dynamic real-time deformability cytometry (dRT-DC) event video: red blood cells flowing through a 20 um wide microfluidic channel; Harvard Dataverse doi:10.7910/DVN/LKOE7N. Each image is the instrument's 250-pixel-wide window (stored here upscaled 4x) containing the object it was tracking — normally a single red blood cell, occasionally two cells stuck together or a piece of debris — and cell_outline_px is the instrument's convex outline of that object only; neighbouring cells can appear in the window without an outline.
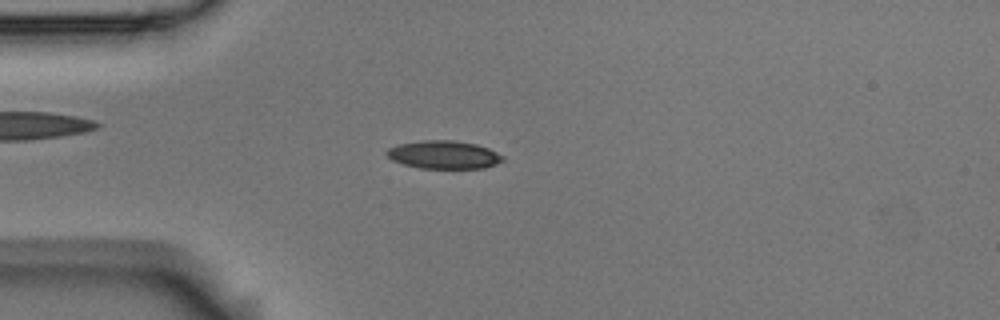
{"species": "Egyptian fruit bat (a non-hibernating species)", "species_latin": "Rousettus aegyptiacus", "temperature_condition": "room temperature", "stored_images_in_passage": 6, "camera_frame_rate_fps": 3000, "um_per_image_px": 0.085, "animal": {"sex": "male"}, "frame": {"image": 1, "passage_image": 3, "time_ms": 0.667, "image_size_px": [1000, 320], "cell_outline_px": [[504, 160], [496, 164], [484, 168], [420, 168], [404, 164], [392, 160], [384, 152], [388, 148], [396, 144], [420, 140], [452, 140], [476, 144], [488, 148], [504, 156]], "centroid_in_image_um": [37.7, 13.14], "position_along_channel_um": 47.3, "area_um2": 19.07}}
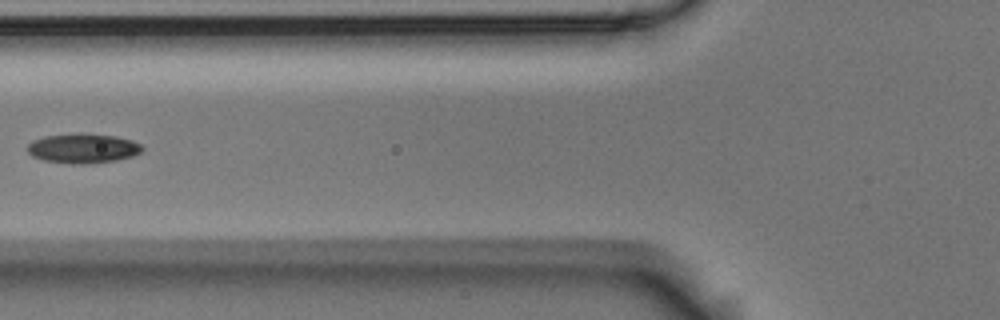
{"frame": {"image": 2, "passage_image": 5, "time_ms": 1.333, "image_size_px": [1000, 320], "cell_outline_px": [[144, 148], [140, 152], [132, 156], [116, 160], [84, 164], [72, 164], [44, 160], [32, 156], [24, 148], [32, 140], [44, 136], [116, 136], [132, 140], [140, 144]], "centroid_in_image_um": [7.02, 12.65], "position_along_channel_um": 118.8, "area_um2": 19.02}}
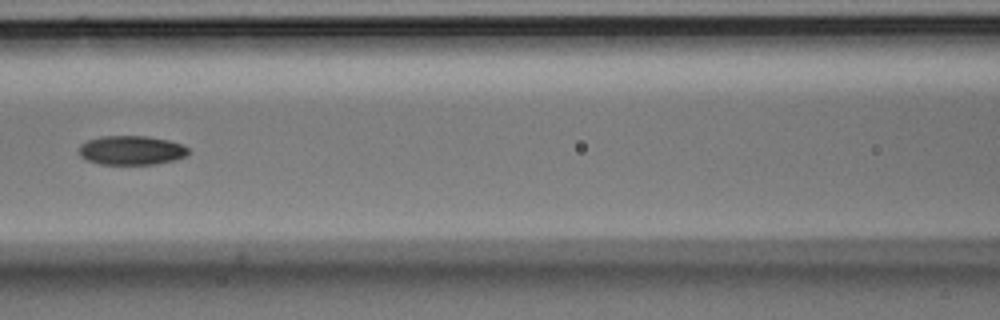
{"frame": {"image": 3, "passage_image": 6, "time_ms": 1.667, "image_size_px": [1000, 320], "cell_outline_px": [[192, 152], [184, 156], [172, 160], [156, 164], [100, 164], [88, 160], [80, 156], [80, 144], [88, 140], [100, 136], [148, 136], [168, 140], [180, 144], [188, 148]], "centroid_in_image_um": [11.17, 12.77], "position_along_channel_um": 155.4, "area_um2": 18.5}}